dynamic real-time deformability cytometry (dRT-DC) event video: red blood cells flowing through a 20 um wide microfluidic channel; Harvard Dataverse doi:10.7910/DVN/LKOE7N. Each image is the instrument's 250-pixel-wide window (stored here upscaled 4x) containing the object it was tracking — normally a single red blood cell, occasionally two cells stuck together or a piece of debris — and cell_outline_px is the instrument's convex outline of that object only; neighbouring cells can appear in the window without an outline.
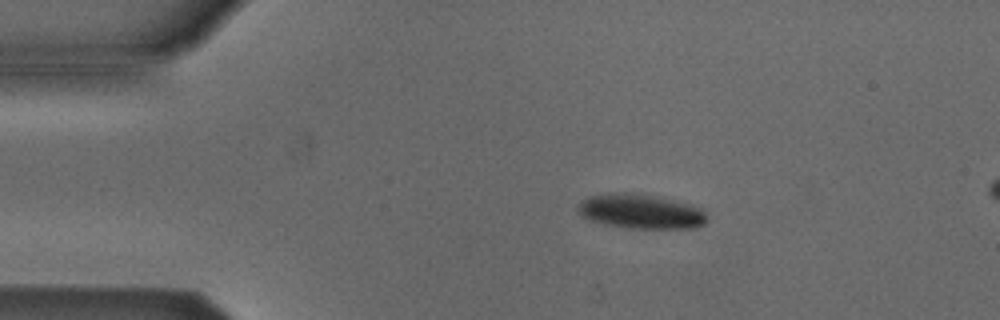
{"species": "Egyptian fruit bat (a non-hibernating species)", "species_latin": "Rousettus aegyptiacus", "temperature_condition": "cold", "stored_images_in_passage": 4, "camera_frame_rate_fps": 3000, "um_per_image_px": 0.085, "animal": {"sex": "male"}, "frame": {"image": 1, "passage_image": 2, "time_ms": 1.0, "image_size_px": [1000, 320], "cell_outline_px": [[708, 220], [704, 224], [692, 228], [628, 228], [604, 224], [588, 220], [580, 216], [576, 208], [588, 196], [608, 192], [632, 192], [660, 196], [692, 204], [700, 208], [704, 212]], "centroid_in_image_um": [54.44, 17.95], "position_along_channel_um": 30.6, "area_um2": 26.47}}